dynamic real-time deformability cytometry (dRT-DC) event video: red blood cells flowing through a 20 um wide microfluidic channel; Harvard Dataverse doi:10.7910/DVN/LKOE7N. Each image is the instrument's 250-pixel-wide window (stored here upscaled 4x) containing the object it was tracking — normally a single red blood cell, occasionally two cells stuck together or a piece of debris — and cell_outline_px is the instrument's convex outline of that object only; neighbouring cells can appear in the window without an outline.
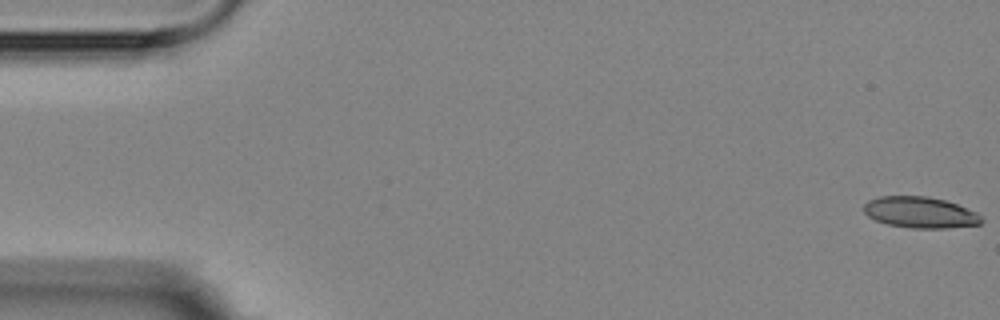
{"species": "Egyptian fruit bat (a non-hibernating species)", "species_latin": "Rousettus aegyptiacus", "temperature_condition": "room temperature", "stored_images_in_passage": 5, "camera_frame_rate_fps": 3000, "um_per_image_px": 0.085, "animal": {"sex": "female"}, "frame": {"image": 1, "passage_image": 1, "time_ms": 0.0, "image_size_px": [1000, 320], "cell_outline_px": [[984, 220], [980, 224], [948, 228], [912, 228], [888, 224], [876, 220], [868, 216], [864, 212], [864, 204], [868, 200], [880, 196], [928, 196], [944, 200], [956, 204], [976, 212]], "centroid_in_image_um": [78.21, 18.05], "position_along_channel_um": 6.8, "area_um2": 21.27}}
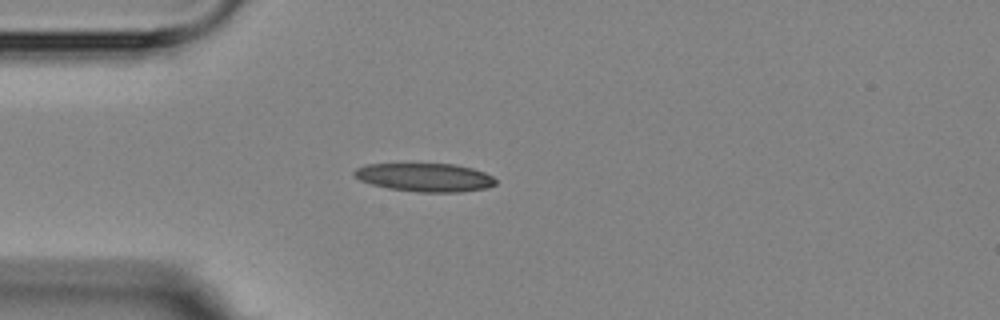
{"frame": {"image": 2, "passage_image": 5, "time_ms": 4.667, "image_size_px": [1000, 320], "cell_outline_px": [[496, 184], [488, 188], [460, 192], [420, 192], [388, 188], [372, 184], [360, 180], [352, 176], [352, 172], [356, 168], [364, 164], [456, 164], [472, 168], [484, 172], [492, 176], [496, 180]], "centroid_in_image_um": [36.11, 15.07], "position_along_channel_um": 48.9, "area_um2": 23.52}}